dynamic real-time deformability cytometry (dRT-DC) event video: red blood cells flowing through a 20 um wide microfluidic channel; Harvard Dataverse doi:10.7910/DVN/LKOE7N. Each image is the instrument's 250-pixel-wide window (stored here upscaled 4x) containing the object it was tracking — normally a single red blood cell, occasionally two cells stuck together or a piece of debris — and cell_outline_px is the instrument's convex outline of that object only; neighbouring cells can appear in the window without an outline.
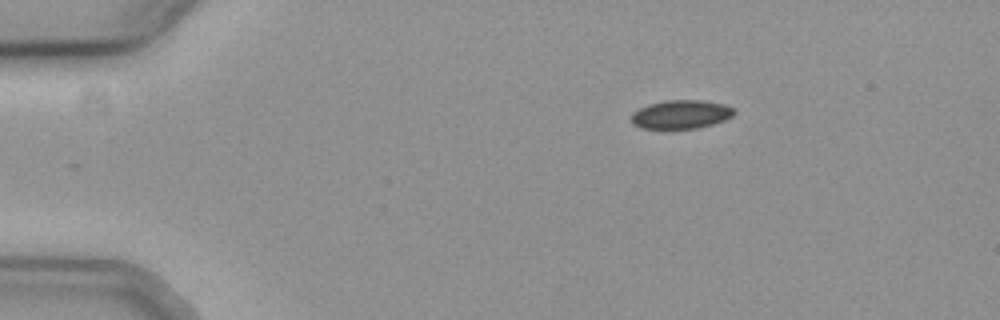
{"species": "common noctule bat (a hibernating species)", "species_latin": "Nyctalus noctula", "temperature_condition": "cold", "stored_images_in_passage": 47, "camera_frame_rate_fps": 3000, "um_per_image_px": 0.085, "animal": {"sex": "female", "body_mass_g": 19.3, "forearm_length_mm": 54.1}, "frame": {"image": 1, "passage_image": 1, "time_ms": 0.0, "image_size_px": [1000, 320], "cell_outline_px": [[736, 112], [732, 116], [724, 120], [712, 124], [696, 128], [640, 128], [632, 124], [632, 116], [640, 108], [648, 104], [664, 100], [704, 100], [724, 104], [732, 108]], "centroid_in_image_um": [57.9, 9.71], "position_along_channel_um": 27.1, "area_um2": 16.99}}
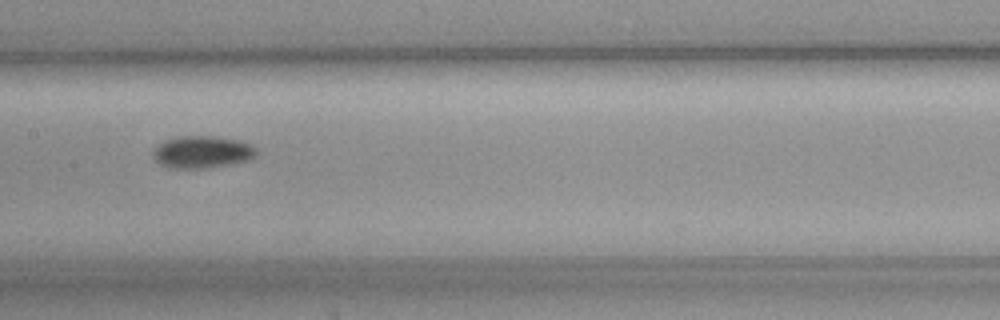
{"frame": {"image": 2, "passage_image": 20, "time_ms": 6.333, "image_size_px": [1000, 320], "cell_outline_px": [[256, 156], [248, 160], [228, 164], [204, 168], [168, 168], [160, 164], [152, 156], [152, 152], [164, 140], [180, 136], [212, 136], [240, 140], [256, 148]], "centroid_in_image_um": [17.16, 12.92], "position_along_channel_um": 190.2, "area_um2": 19.25}}
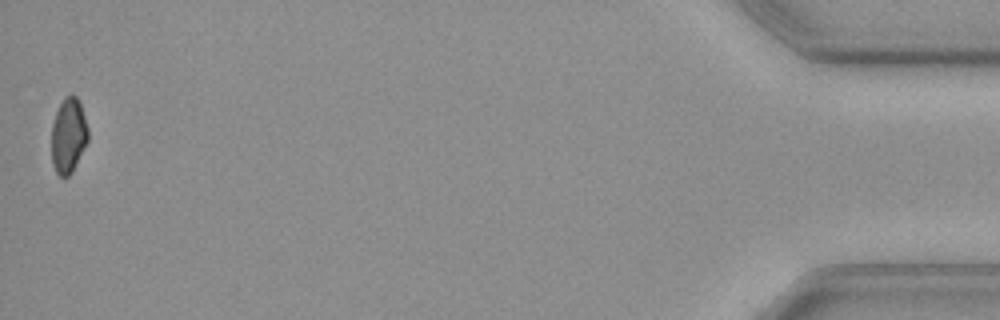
{"frame": {"image": 3, "passage_image": 47, "time_ms": 15.333, "image_size_px": [1000, 320], "cell_outline_px": [[88, 140], [72, 172], [68, 176], [60, 176], [56, 172], [52, 160], [52, 124], [56, 112], [64, 96], [72, 92], [76, 96], [80, 104], [88, 128]], "centroid_in_image_um": [5.82, 11.48], "position_along_channel_um": 429.4, "area_um2": 15.9}}